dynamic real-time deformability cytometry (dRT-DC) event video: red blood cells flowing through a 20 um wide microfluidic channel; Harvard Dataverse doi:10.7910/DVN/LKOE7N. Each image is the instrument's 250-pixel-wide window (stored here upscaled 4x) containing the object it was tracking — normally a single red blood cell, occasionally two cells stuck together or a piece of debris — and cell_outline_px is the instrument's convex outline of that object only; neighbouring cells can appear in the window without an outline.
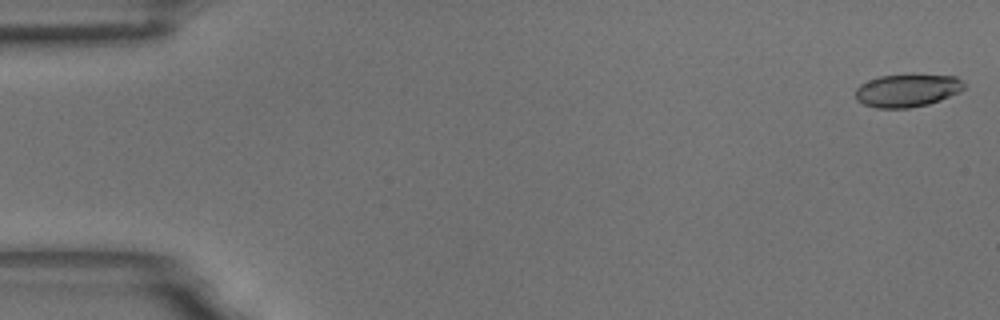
{"species": "common noctule bat (a hibernating species)", "species_latin": "Nyctalus noctula", "temperature_condition": "room temperature", "stored_images_in_passage": 16, "camera_frame_rate_fps": 3000, "um_per_image_px": 0.085, "animal": {"sex": "male", "body_mass_g": 18.8}, "frame": {"image": 1, "passage_image": 1, "time_ms": 0.0, "image_size_px": [1000, 320], "cell_outline_px": [[964, 88], [960, 92], [940, 100], [928, 104], [908, 108], [876, 108], [864, 104], [856, 100], [856, 88], [860, 84], [868, 80], [880, 76], [956, 76], [964, 84]], "centroid_in_image_um": [77.08, 7.71], "position_along_channel_um": 7.9, "area_um2": 20.35}}
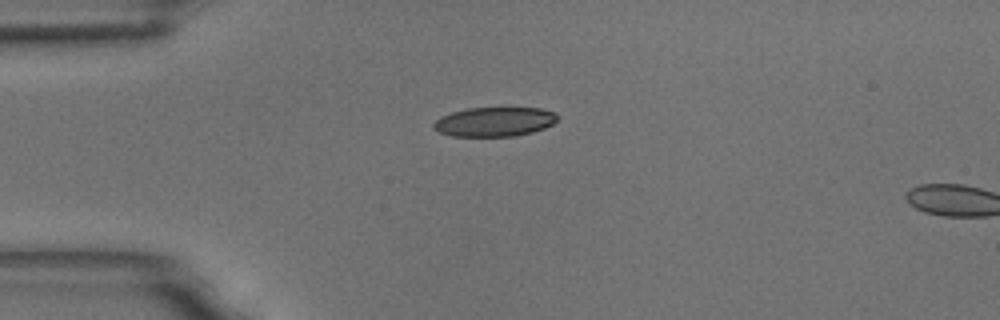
{"frame": {"image": 2, "passage_image": 14, "time_ms": 4.333, "image_size_px": [1000, 320], "cell_outline_px": [[560, 116], [552, 124], [544, 128], [532, 132], [516, 136], [452, 136], [440, 132], [432, 128], [432, 124], [440, 116], [452, 112], [468, 108], [540, 108], [556, 112]], "centroid_in_image_um": [42.03, 10.34], "position_along_channel_um": 43.0, "area_um2": 21.27}}